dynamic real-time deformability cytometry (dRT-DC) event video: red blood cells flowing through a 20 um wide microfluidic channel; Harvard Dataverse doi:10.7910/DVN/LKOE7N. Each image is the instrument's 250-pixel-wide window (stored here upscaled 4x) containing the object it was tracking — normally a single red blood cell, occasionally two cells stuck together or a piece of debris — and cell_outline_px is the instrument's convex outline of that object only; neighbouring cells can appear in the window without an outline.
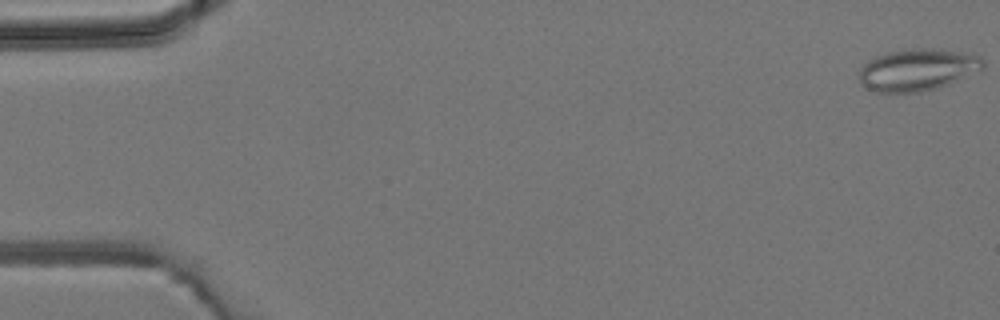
{"species": "common noctule bat (a hibernating species)", "species_latin": "Nyctalus noctula", "temperature_condition": "room temperature", "stored_images_in_passage": 5, "camera_frame_rate_fps": 3000, "um_per_image_px": 0.085, "animal": {"sex": "male", "body_mass_g": 19.2, "forearm_length_mm": 51.8}, "frame": {"image": 1, "passage_image": 1, "time_ms": 0.0, "image_size_px": [1000, 320], "cell_outline_px": [[984, 68], [948, 84], [936, 88], [920, 92], [876, 92], [860, 84], [860, 68], [868, 60], [876, 56], [888, 52], [920, 48], [940, 48], [980, 56], [984, 60]], "centroid_in_image_um": [77.99, 5.92], "position_along_channel_um": 7.0, "area_um2": 30.11}}